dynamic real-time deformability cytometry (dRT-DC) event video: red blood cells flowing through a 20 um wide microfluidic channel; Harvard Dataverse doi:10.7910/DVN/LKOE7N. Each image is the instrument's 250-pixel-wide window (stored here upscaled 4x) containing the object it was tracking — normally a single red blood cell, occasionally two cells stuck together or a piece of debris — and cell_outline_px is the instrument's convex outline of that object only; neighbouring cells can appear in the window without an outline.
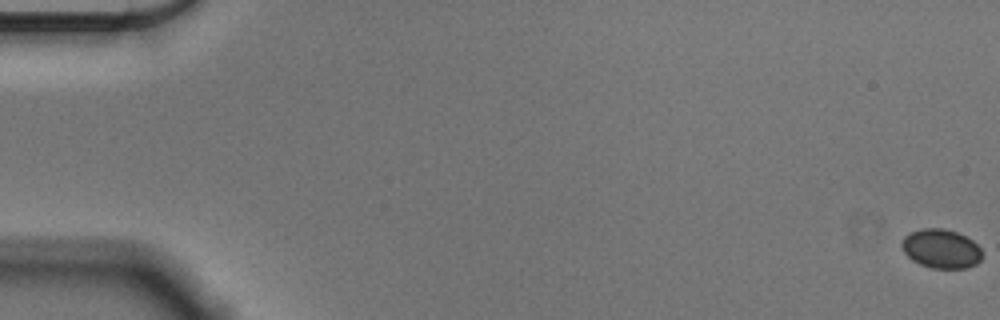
{"species": "Egyptian fruit bat (a non-hibernating species)", "species_latin": "Rousettus aegyptiacus", "temperature_condition": "cold", "stored_images_in_passage": 55, "camera_frame_rate_fps": 3000, "um_per_image_px": 0.085, "animal": {"sex": "male"}, "frame": {"image": 1, "passage_image": 1, "time_ms": 0.0, "image_size_px": [1000, 320], "cell_outline_px": [[984, 256], [976, 264], [968, 268], [932, 268], [920, 264], [912, 260], [904, 252], [900, 244], [904, 236], [920, 228], [944, 228], [956, 232], [972, 240], [984, 252]], "centroid_in_image_um": [80.01, 21.14], "position_along_channel_um": 5.0, "area_um2": 18.44}}
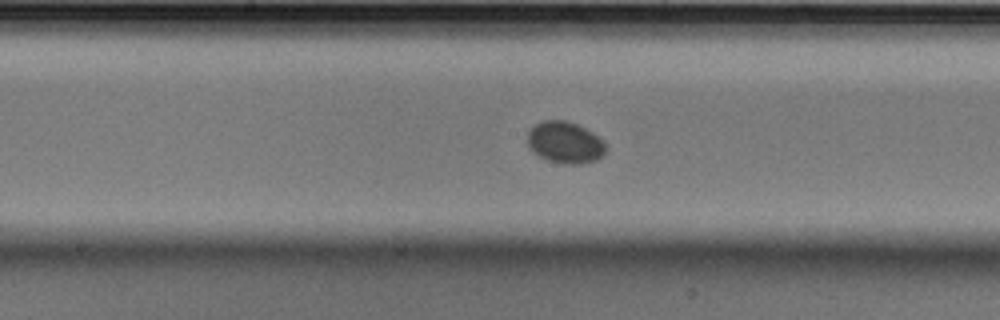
{"frame": {"image": 2, "passage_image": 31, "time_ms": 10.0, "image_size_px": [1000, 320], "cell_outline_px": [[608, 148], [604, 156], [596, 160], [580, 164], [564, 164], [548, 160], [532, 152], [528, 148], [528, 132], [536, 124], [544, 120], [564, 120], [576, 124], [592, 132], [604, 140]], "centroid_in_image_um": [48.06, 12.13], "position_along_channel_um": 200.1, "area_um2": 19.19}}
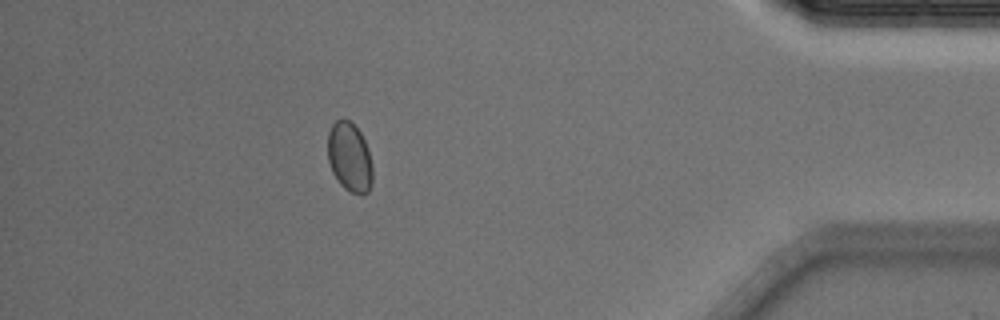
{"frame": {"image": 3, "passage_image": 52, "time_ms": 17.0, "image_size_px": [1000, 320], "cell_outline_px": [[372, 184], [368, 192], [352, 192], [344, 188], [340, 184], [332, 172], [328, 160], [328, 132], [332, 124], [336, 120], [348, 120], [360, 132], [368, 148], [372, 164]], "centroid_in_image_um": [29.71, 13.36], "position_along_channel_um": 405.5, "area_um2": 17.92}, "authors_computed_cell_mechanics": {"area_um2": 18.3226, "velocity_mm_per_s": 3.5557, "shape_relaxation_time_tau1_ms": null, "shape_relaxation_time_tau2_ms": 8.0089, "deformation_change_tau1": null, "deformation_change_tau2": 0.0348}}